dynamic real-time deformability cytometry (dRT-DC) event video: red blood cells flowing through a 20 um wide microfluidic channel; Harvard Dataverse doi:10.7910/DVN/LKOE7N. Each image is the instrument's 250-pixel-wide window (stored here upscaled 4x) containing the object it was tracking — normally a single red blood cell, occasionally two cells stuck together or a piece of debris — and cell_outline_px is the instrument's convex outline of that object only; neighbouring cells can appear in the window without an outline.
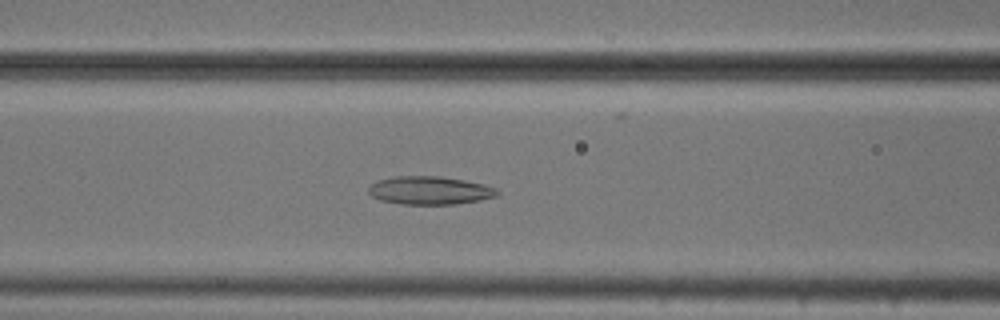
{"species": "common noctule bat (a hibernating species)", "species_latin": "Nyctalus noctula", "temperature_condition": "cold", "stored_images_in_passage": 52, "camera_frame_rate_fps": 3000, "um_per_image_px": 0.085, "animal": {"sex": "male", "body_mass_g": 20.5, "forearm_length_mm": 52.5}, "frame": {"image": 1, "passage_image": 21, "time_ms": 6.667, "image_size_px": [1000, 320], "cell_outline_px": [[500, 192], [496, 196], [480, 200], [456, 204], [400, 204], [380, 200], [372, 196], [368, 192], [368, 188], [372, 184], [380, 180], [396, 176], [440, 176], [464, 180], [484, 184], [496, 188]], "centroid_in_image_um": [36.55, 16.19], "position_along_channel_um": 130.1, "area_um2": 21.1}}
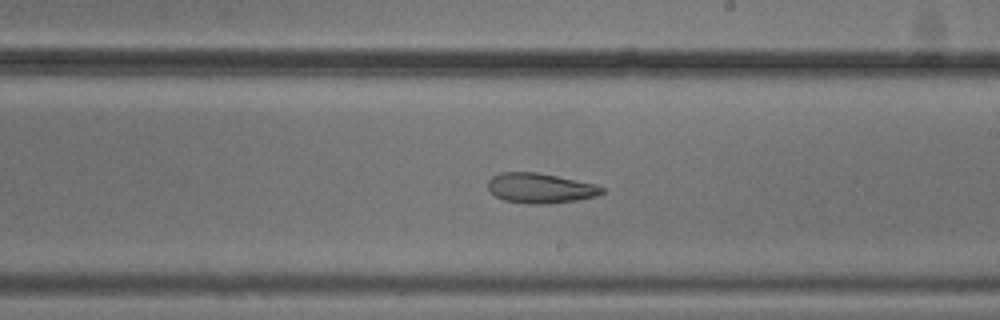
{"frame": {"image": 2, "passage_image": 30, "time_ms": 9.667, "image_size_px": [1000, 320], "cell_outline_px": [[604, 192], [596, 196], [576, 200], [548, 204], [528, 204], [504, 200], [496, 196], [488, 188], [488, 180], [492, 176], [500, 172], [536, 172], [596, 184], [604, 188]], "centroid_in_image_um": [45.91, 15.99], "position_along_channel_um": 243.1, "area_um2": 19.88}}
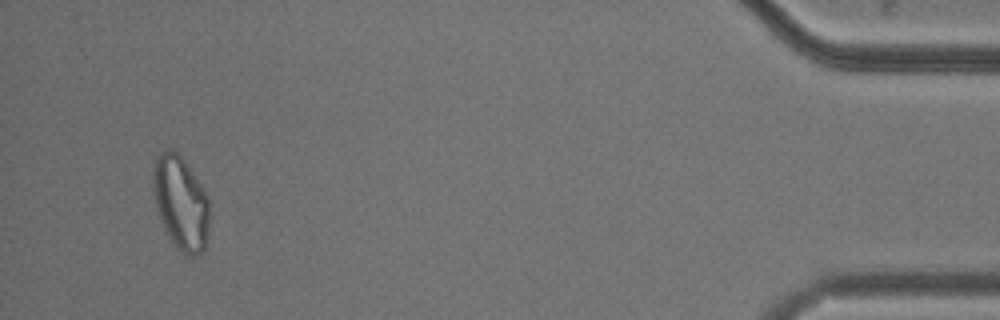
{"frame": {"image": 3, "passage_image": 50, "time_ms": 16.333, "image_size_px": [1000, 320], "cell_outline_px": [[208, 232], [204, 248], [192, 260], [184, 256], [176, 248], [168, 236], [164, 228], [156, 208], [152, 192], [152, 172], [156, 156], [160, 152], [168, 148], [172, 148], [184, 160], [208, 196]], "centroid_in_image_um": [15.33, 17.27], "position_along_channel_um": 419.9, "area_um2": 31.15}, "authors_computed_cell_mechanics": {"area_um2": 25.1141, "velocity_mm_per_s": 3.7753, "shape_relaxation_time_tau1_ms": null, "shape_relaxation_time_tau2_ms": 6.7716, "deformation_change_tau1": null, "deformation_change_tau2": 0.1484}}